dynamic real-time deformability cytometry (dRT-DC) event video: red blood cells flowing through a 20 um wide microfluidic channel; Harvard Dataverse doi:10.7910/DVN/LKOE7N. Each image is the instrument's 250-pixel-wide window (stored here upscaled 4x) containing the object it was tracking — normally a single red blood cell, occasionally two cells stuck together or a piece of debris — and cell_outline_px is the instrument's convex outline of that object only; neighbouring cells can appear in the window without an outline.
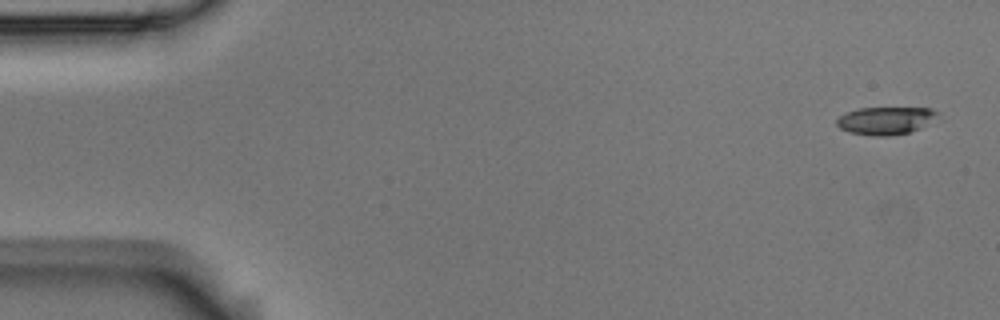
{"species": "Egyptian fruit bat (a non-hibernating species)", "species_latin": "Rousettus aegyptiacus", "temperature_condition": "room temperature", "stored_images_in_passage": 6, "segment_of_instrument_passage": [1, 2], "camera_frame_rate_fps": 3000, "um_per_image_px": 0.085, "animal": {"sex": "male"}, "frame": {"image": 1, "passage_image": 1, "time_ms": 0.0, "image_size_px": [1000, 320], "cell_outline_px": [[936, 112], [920, 128], [908, 132], [888, 136], [876, 136], [848, 132], [840, 128], [836, 124], [836, 120], [840, 116], [848, 112], [860, 108], [932, 108]], "centroid_in_image_um": [75.16, 10.25], "position_along_channel_um": 9.8, "area_um2": 15.66}}
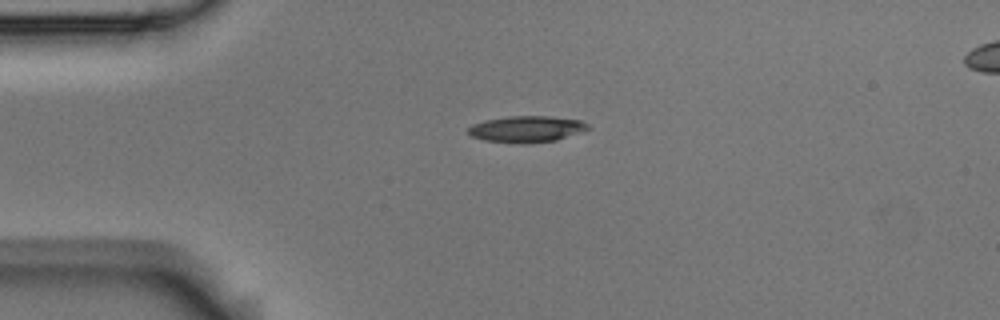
{"frame": {"image": 2, "passage_image": 4, "time_ms": 1.0, "image_size_px": [1000, 320], "cell_outline_px": [[588, 128], [580, 132], [556, 140], [528, 144], [520, 144], [484, 140], [472, 136], [468, 132], [468, 128], [472, 124], [484, 120], [508, 116], [548, 116], [580, 120], [588, 124]], "centroid_in_image_um": [44.72, 10.97], "position_along_channel_um": 40.3, "area_um2": 18.38}}